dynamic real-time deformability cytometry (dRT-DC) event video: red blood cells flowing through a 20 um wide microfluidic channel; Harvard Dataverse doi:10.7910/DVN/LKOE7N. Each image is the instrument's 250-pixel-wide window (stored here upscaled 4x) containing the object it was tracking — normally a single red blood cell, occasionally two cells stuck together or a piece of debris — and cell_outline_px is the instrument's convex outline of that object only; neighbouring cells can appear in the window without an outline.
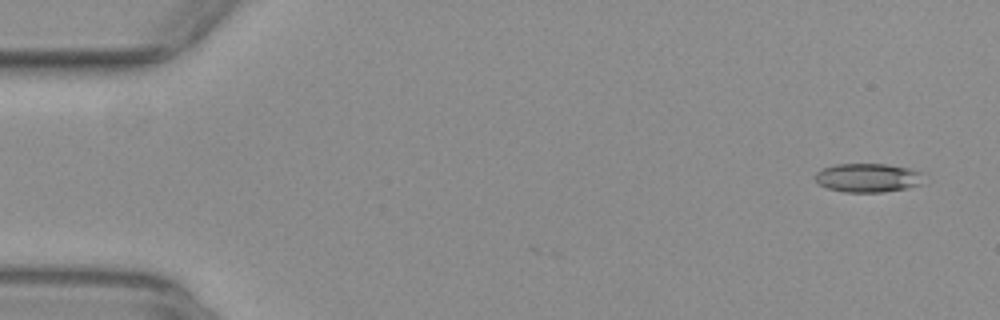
{"species": "common noctule bat (a hibernating species)", "species_latin": "Nyctalus noctula", "temperature_condition": "warm", "stored_images_in_passage": 7, "camera_frame_rate_fps": 3000, "um_per_image_px": 0.085, "animal": {"sex": "female", "body_mass_g": 29.2, "forearm_length_mm": 56.3}, "frame": {"image": 1, "passage_image": 2, "time_ms": 0.333, "image_size_px": [1000, 320], "cell_outline_px": [[924, 172], [920, 184], [908, 188], [880, 192], [844, 192], [828, 188], [820, 184], [816, 180], [816, 172], [824, 168], [836, 164], [888, 164], [908, 168]], "centroid_in_image_um": [73.79, 15.1], "position_along_channel_um": 11.2, "area_um2": 18.15}}